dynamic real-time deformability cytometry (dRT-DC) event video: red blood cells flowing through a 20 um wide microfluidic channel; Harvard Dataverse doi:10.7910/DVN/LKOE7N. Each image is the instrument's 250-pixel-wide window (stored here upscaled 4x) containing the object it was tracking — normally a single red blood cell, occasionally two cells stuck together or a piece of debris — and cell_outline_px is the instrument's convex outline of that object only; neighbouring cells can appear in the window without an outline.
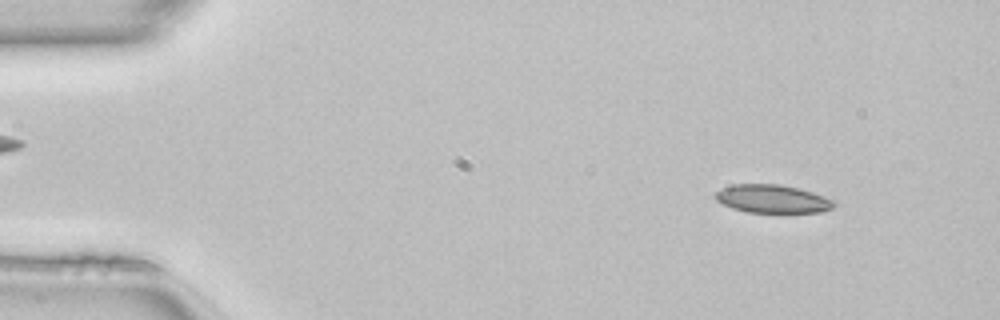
{"species": "common noctule bat (a hibernating species)", "species_latin": "Nyctalus noctula", "temperature_condition": "room temperature", "stored_images_in_passage": 49, "camera_frame_rate_fps": 3000, "um_per_image_px": 0.085, "animal": {"sex": "female", "body_mass_g": 22.7, "forearm_length_mm": 54.2}, "frame": {"image": 1, "passage_image": 5, "time_ms": 1.333, "image_size_px": [1000, 320], "cell_outline_px": [[836, 204], [832, 208], [820, 212], [748, 212], [732, 208], [716, 200], [716, 192], [732, 184], [780, 184], [812, 192], [836, 200]], "centroid_in_image_um": [65.69, 16.9], "position_along_channel_um": 19.3, "area_um2": 19.31}}
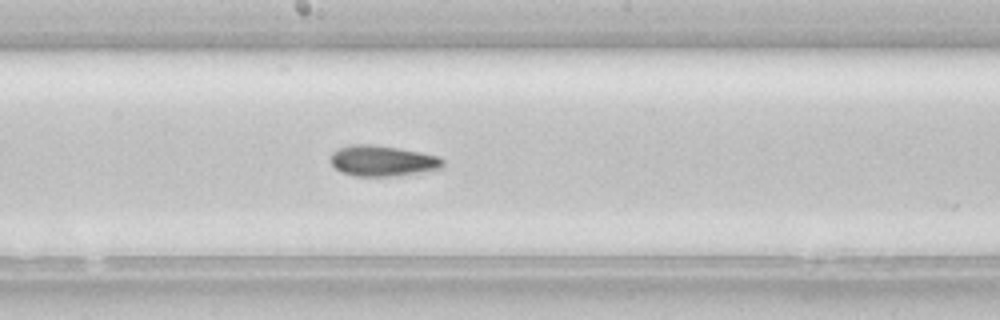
{"frame": {"image": 2, "passage_image": 26, "time_ms": 8.333, "image_size_px": [1000, 320], "cell_outline_px": [[444, 168], [396, 176], [356, 176], [340, 172], [332, 164], [332, 152], [340, 148], [352, 144], [368, 144], [396, 148], [420, 152], [440, 156], [444, 160]], "centroid_in_image_um": [32.55, 13.68], "position_along_channel_um": 215.6, "area_um2": 20.0}}
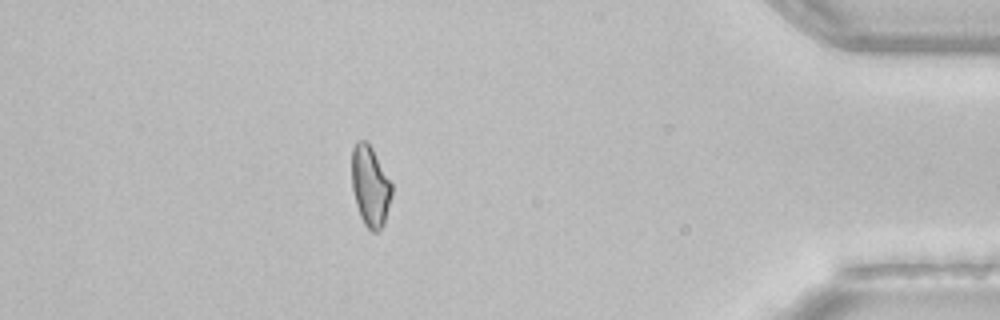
{"frame": {"image": 3, "passage_image": 43, "time_ms": 14.0, "image_size_px": [1000, 320], "cell_outline_px": [[392, 196], [384, 224], [376, 232], [372, 232], [364, 224], [360, 216], [356, 204], [352, 188], [352, 148], [356, 140], [364, 140], [372, 148], [392, 184]], "centroid_in_image_um": [31.46, 15.83], "position_along_channel_um": 403.7, "area_um2": 18.73}, "authors_computed_cell_mechanics": {"area_um2": 19.7098, "velocity_mm_per_s": 4.1411, "shape_relaxation_time_tau1_ms": null, "shape_relaxation_time_tau2_ms": 9.8219, "deformation_change_tau1": null, "deformation_change_tau2": 0.1842}}